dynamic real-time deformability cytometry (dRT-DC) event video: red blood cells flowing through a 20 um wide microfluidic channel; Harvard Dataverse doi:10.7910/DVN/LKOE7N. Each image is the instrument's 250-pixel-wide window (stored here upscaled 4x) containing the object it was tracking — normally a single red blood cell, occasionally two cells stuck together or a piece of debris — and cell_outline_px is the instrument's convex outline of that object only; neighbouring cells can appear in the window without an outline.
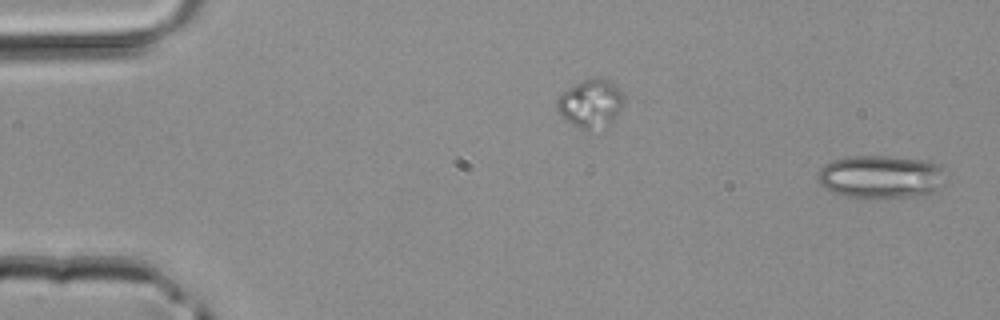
{"species": "common noctule bat (a hibernating species)", "species_latin": "Nyctalus noctula", "temperature_condition": "room temperature", "stored_images_in_passage": 44, "camera_frame_rate_fps": 3000, "um_per_image_px": 0.085, "animal": {"sex": "male", "body_mass_g": 20.4}, "frame": {"image": 1, "passage_image": 1, "time_ms": 0.0, "image_size_px": [1000, 320], "cell_outline_px": [[944, 184], [932, 192], [924, 196], [872, 200], [864, 200], [844, 196], [832, 192], [820, 184], [820, 168], [824, 164], [832, 160], [848, 156], [892, 156], [928, 160], [936, 164], [940, 168]], "centroid_in_image_um": [74.86, 15.06], "position_along_channel_um": 10.1, "area_um2": 32.83}}
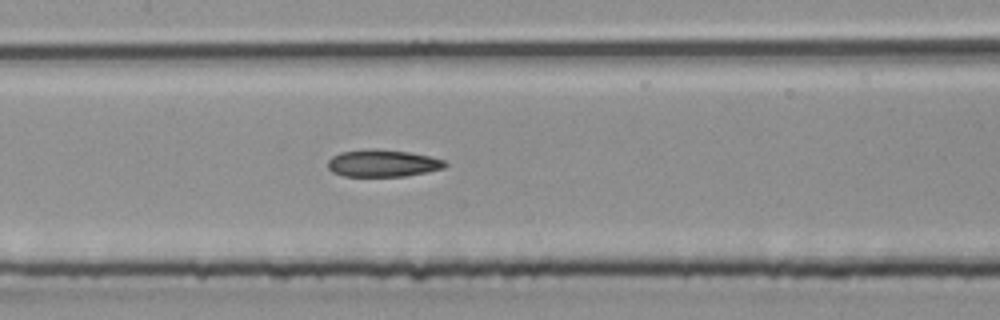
{"frame": {"image": 2, "passage_image": 21, "time_ms": 6.667, "image_size_px": [1000, 320], "cell_outline_px": [[448, 164], [444, 168], [428, 172], [404, 176], [344, 176], [332, 172], [328, 168], [328, 160], [332, 156], [340, 152], [372, 148], [376, 148], [408, 152], [428, 156], [444, 160]], "centroid_in_image_um": [32.52, 13.87], "position_along_channel_um": 174.9, "area_um2": 18.61}}
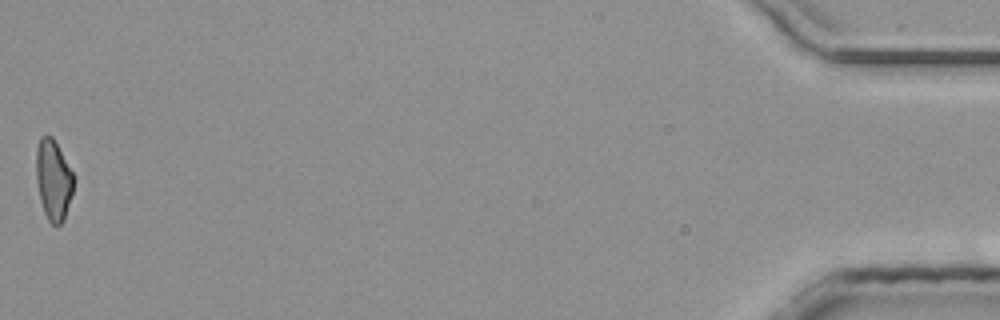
{"frame": {"image": 3, "passage_image": 44, "time_ms": 14.333, "image_size_px": [1000, 320], "cell_outline_px": [[72, 192], [64, 220], [60, 224], [52, 224], [48, 220], [44, 212], [40, 200], [36, 180], [36, 148], [40, 136], [52, 136], [72, 172]], "centroid_in_image_um": [4.5, 15.29], "position_along_channel_um": 430.7, "area_um2": 17.22}}